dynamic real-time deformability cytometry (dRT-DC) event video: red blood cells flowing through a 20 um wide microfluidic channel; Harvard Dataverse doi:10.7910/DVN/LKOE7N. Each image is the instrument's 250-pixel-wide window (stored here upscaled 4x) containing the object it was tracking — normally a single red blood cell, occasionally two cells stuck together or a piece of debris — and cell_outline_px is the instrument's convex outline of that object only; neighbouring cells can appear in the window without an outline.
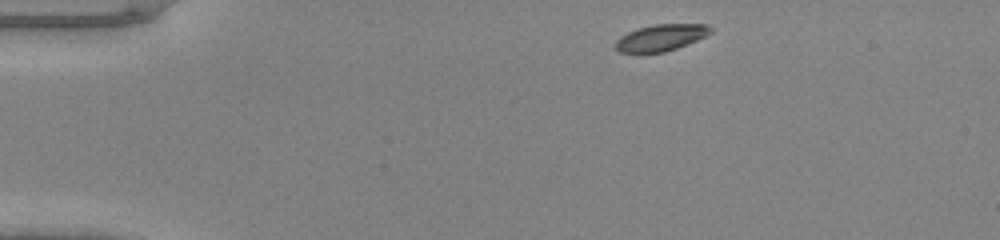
{"species": "common noctule bat (a hibernating species)", "species_latin": "Nyctalus noctula", "temperature_condition": "warm", "stored_images_in_passage": 41, "camera_frame_rate_fps": 3000, "um_per_image_px": 0.085, "animal": {"sex": "male", "body_mass_g": 20.0, "forearm_length_mm": 53.3}, "frame": {"image": 1, "passage_image": 1, "time_ms": 0.0, "image_size_px": [1000, 240], "cell_outline_px": [[712, 32], [696, 40], [676, 48], [664, 52], [620, 52], [616, 48], [616, 40], [620, 36], [628, 32], [640, 28], [656, 24], [708, 24], [712, 28]], "centroid_in_image_um": [56.19, 3.19], "position_along_channel_um": 28.8, "area_um2": 14.39}}
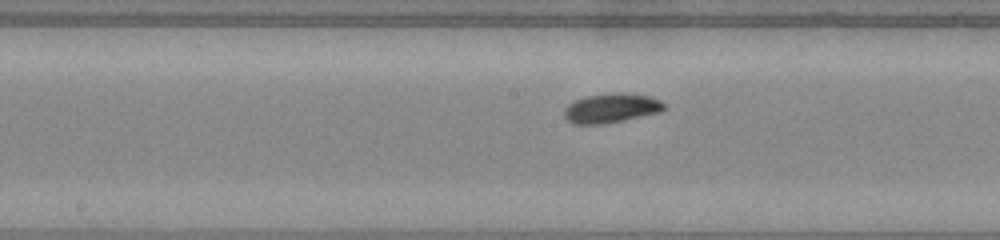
{"frame": {"image": 2, "passage_image": 18, "time_ms": 5.667, "image_size_px": [1000, 240], "cell_outline_px": [[664, 108], [660, 112], [624, 120], [600, 124], [572, 124], [564, 116], [564, 108], [568, 104], [584, 96], [616, 92], [628, 92], [652, 96], [660, 100], [664, 104]], "centroid_in_image_um": [51.95, 9.17], "position_along_channel_um": 196.2, "area_um2": 17.28}}
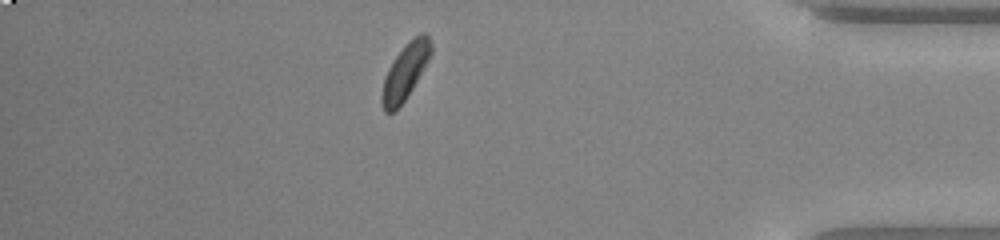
{"frame": {"image": 3, "passage_image": 35, "time_ms": 11.333, "image_size_px": [1000, 240], "cell_outline_px": [[432, 52], [428, 60], [412, 88], [404, 100], [392, 112], [384, 112], [380, 104], [380, 96], [384, 76], [388, 68], [396, 56], [420, 32], [424, 32], [428, 36], [432, 44]], "centroid_in_image_um": [34.41, 6.12], "position_along_channel_um": 400.8, "area_um2": 15.55}}